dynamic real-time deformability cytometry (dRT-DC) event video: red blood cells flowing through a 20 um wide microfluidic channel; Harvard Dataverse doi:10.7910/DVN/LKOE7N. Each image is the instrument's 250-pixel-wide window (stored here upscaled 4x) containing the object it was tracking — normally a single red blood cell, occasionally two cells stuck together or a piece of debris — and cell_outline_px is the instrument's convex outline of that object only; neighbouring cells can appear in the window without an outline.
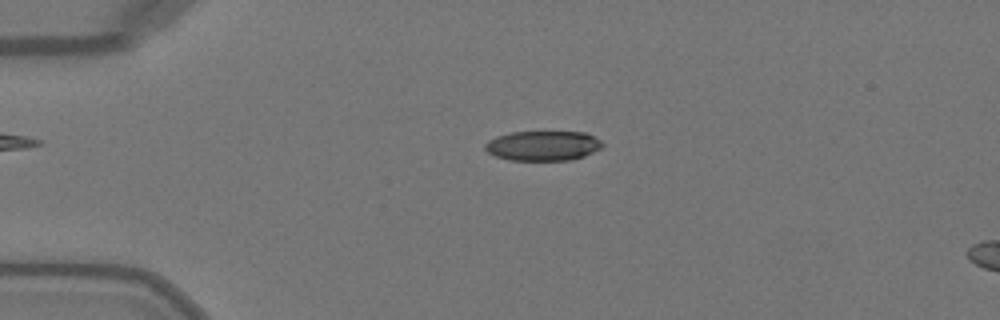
{"species": "Egyptian fruit bat (a non-hibernating species)", "species_latin": "Rousettus aegyptiacus", "temperature_condition": "warm", "stored_images_in_passage": 49, "camera_frame_rate_fps": 3000, "um_per_image_px": 0.085, "animal": {"sex": "female"}, "frame": {"image": 1, "passage_image": 11, "time_ms": 3.333, "image_size_px": [1000, 320], "cell_outline_px": [[604, 144], [600, 148], [584, 156], [568, 160], [508, 160], [496, 156], [488, 152], [484, 148], [484, 144], [488, 140], [496, 136], [512, 132], [588, 132], [600, 140]], "centroid_in_image_um": [46.14, 12.38], "position_along_channel_um": 38.9, "area_um2": 20.4}}
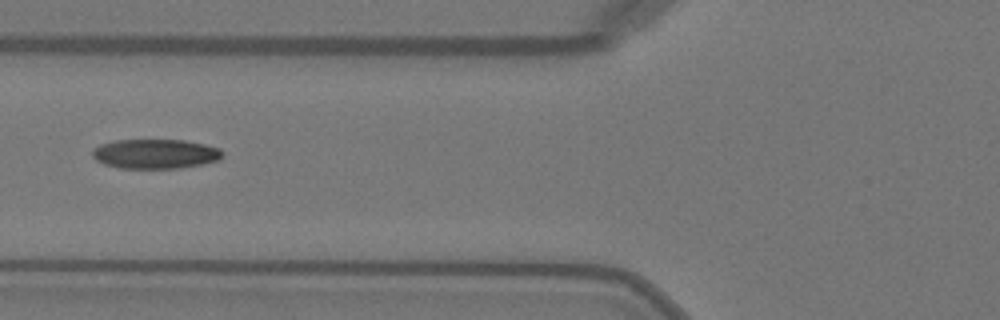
{"frame": {"image": 2, "passage_image": 19, "time_ms": 6.0, "image_size_px": [1000, 320], "cell_outline_px": [[224, 156], [220, 160], [180, 168], [120, 168], [104, 164], [96, 160], [92, 156], [92, 152], [100, 144], [116, 140], [184, 140], [204, 144], [220, 148], [224, 152]], "centroid_in_image_um": [13.23, 13.08], "position_along_channel_um": 112.6, "area_um2": 22.43}}
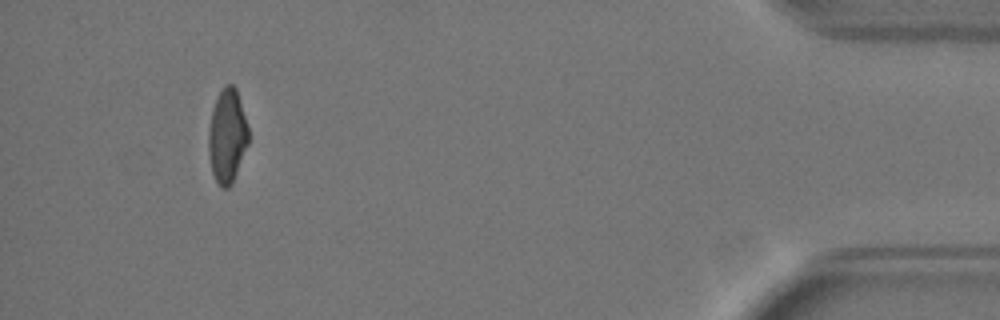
{"frame": {"image": 3, "passage_image": 46, "time_ms": 15.0, "image_size_px": [1000, 320], "cell_outline_px": [[248, 144], [232, 184], [228, 188], [220, 188], [212, 172], [208, 152], [208, 132], [212, 108], [216, 96], [224, 84], [232, 84], [236, 88], [248, 124]], "centroid_in_image_um": [19.3, 11.53], "position_along_channel_um": 415.9, "area_um2": 22.14}, "authors_computed_cell_mechanics": {"area_um2": 22.4264, "velocity_mm_per_s": 4.0909, "shape_relaxation_time_tau1_ms": 4.1177, "shape_relaxation_time_tau2_ms": 1.9314, "deformation_change_tau1": 0.1797, "deformation_change_tau2": 0.0699}}